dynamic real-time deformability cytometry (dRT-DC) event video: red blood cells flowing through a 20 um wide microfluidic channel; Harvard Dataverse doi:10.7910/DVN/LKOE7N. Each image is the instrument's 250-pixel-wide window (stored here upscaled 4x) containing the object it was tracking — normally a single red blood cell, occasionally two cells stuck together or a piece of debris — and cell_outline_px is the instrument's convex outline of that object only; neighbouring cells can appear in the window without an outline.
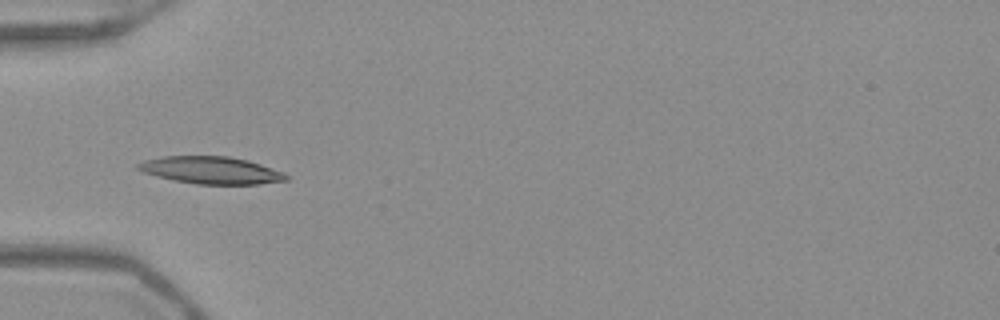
{"species": "Egyptian fruit bat (a non-hibernating species)", "species_latin": "Rousettus aegyptiacus", "temperature_condition": "warm", "stored_images_in_passage": 54, "camera_frame_rate_fps": 3000, "um_per_image_px": 0.085, "frame": {"image": 1, "passage_image": 19, "time_ms": 6.0, "image_size_px": [1000, 320], "cell_outline_px": [[288, 180], [260, 184], [196, 184], [156, 176], [144, 172], [136, 168], [136, 164], [144, 160], [164, 156], [228, 156], [248, 160], [284, 172], [288, 176]], "centroid_in_image_um": [17.95, 14.46], "position_along_channel_um": 67.0, "area_um2": 23.47}}
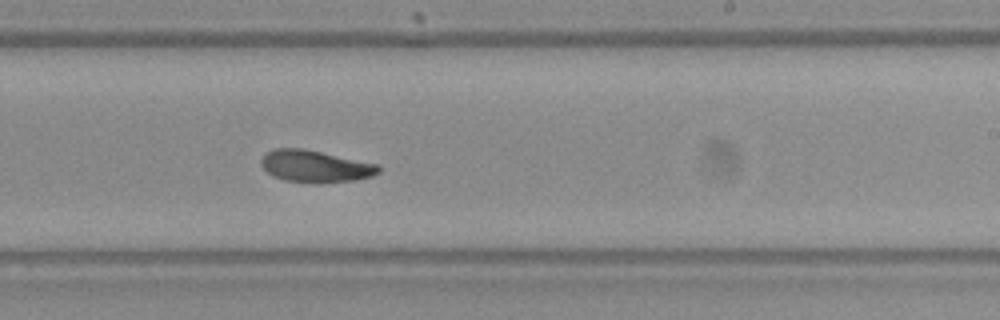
{"frame": {"image": 2, "passage_image": 34, "time_ms": 11.0, "image_size_px": [1000, 320], "cell_outline_px": [[380, 172], [372, 176], [356, 180], [320, 184], [316, 184], [284, 180], [272, 176], [260, 164], [260, 160], [268, 152], [276, 148], [300, 148], [380, 164]], "centroid_in_image_um": [26.82, 14.16], "position_along_channel_um": 262.2, "area_um2": 22.02}}
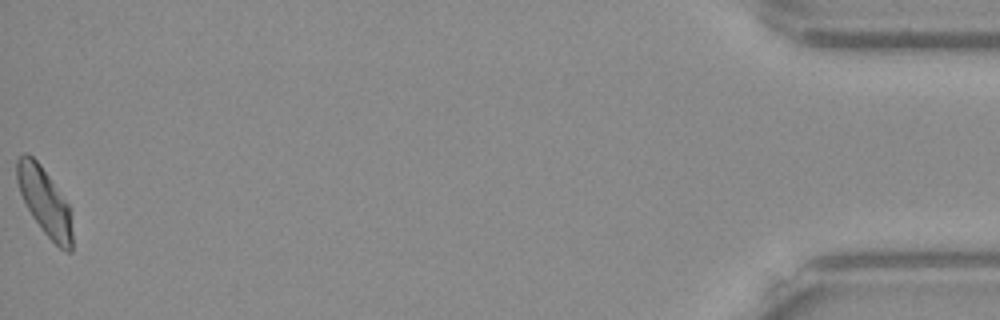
{"frame": {"image": 3, "passage_image": 54, "time_ms": 17.667, "image_size_px": [1000, 320], "cell_outline_px": [[72, 252], [68, 252], [60, 248], [44, 232], [32, 216], [20, 192], [16, 180], [16, 160], [24, 152], [32, 156], [40, 164], [68, 204], [72, 232]], "centroid_in_image_um": [3.78, 17.11], "position_along_channel_um": 431.4, "area_um2": 21.27}, "authors_computed_cell_mechanics": {"area_um2": 22.0796, "velocity_mm_per_s": 3.9197, "shape_relaxation_time_tau1_ms": 4.1998, "shape_relaxation_time_tau2_ms": 3.0233, "deformation_change_tau1": 0.1454, "deformation_change_tau2": 0.0857}}